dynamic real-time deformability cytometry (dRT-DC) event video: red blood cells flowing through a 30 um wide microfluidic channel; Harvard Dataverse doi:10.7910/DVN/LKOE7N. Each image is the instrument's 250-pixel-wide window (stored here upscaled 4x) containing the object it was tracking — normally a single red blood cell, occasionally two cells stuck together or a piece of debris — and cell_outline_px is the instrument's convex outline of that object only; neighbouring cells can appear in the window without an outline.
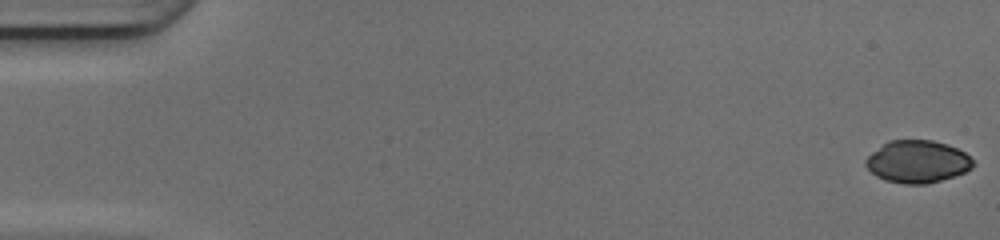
{"species": "common noctule bat (a hibernating species)", "species_latin": "Nyctalus noctula", "temperature_condition": "cold", "stored_images_in_passage": 50, "camera_frame_rate_fps": 3000, "um_per_image_px": 0.085, "animal": {"sex": "female", "body_mass_g": 17.0, "forearm_length_mm": 48.0}, "frame": {"image": 1, "passage_image": 1, "time_ms": 0.0, "image_size_px": [1000, 240], "cell_outline_px": [[976, 164], [972, 168], [964, 172], [928, 184], [904, 184], [884, 180], [876, 176], [864, 164], [864, 160], [872, 152], [888, 140], [932, 140], [956, 148], [964, 152]], "centroid_in_image_um": [77.95, 13.74], "position_along_channel_um": 7.0, "area_um2": 26.41}}
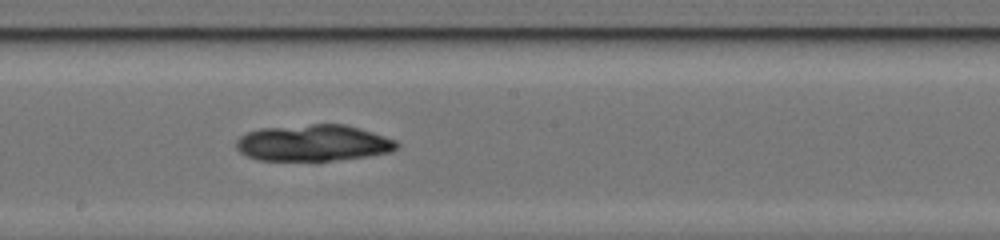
{"frame": {"image": 2, "passage_image": 28, "time_ms": 9.0, "image_size_px": [1000, 240], "cell_outline_px": [[400, 148], [388, 152], [368, 156], [332, 160], [256, 160], [240, 152], [236, 148], [236, 140], [240, 136], [248, 132], [260, 128], [312, 124], [344, 124], [360, 128], [396, 140], [400, 144]], "centroid_in_image_um": [26.63, 12.14], "position_along_channel_um": 221.6, "area_um2": 34.04}}
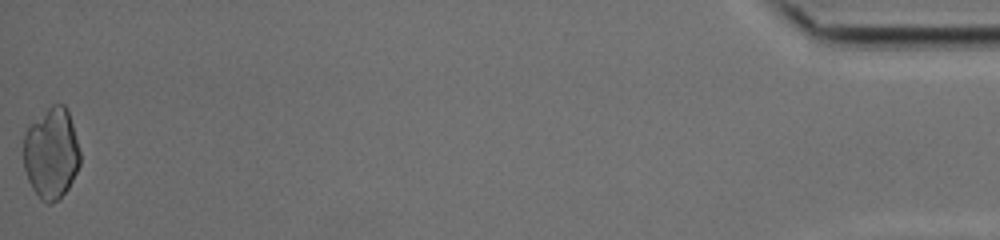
{"frame": {"image": 3, "passage_image": 50, "time_ms": 16.333, "image_size_px": [1000, 240], "cell_outline_px": [[80, 164], [68, 188], [60, 200], [52, 204], [44, 204], [40, 200], [32, 188], [28, 180], [24, 168], [24, 136], [28, 128], [52, 104], [64, 104], [68, 112], [72, 124], [80, 152]], "centroid_in_image_um": [4.36, 13.1], "position_along_channel_um": 430.8, "area_um2": 29.88}}